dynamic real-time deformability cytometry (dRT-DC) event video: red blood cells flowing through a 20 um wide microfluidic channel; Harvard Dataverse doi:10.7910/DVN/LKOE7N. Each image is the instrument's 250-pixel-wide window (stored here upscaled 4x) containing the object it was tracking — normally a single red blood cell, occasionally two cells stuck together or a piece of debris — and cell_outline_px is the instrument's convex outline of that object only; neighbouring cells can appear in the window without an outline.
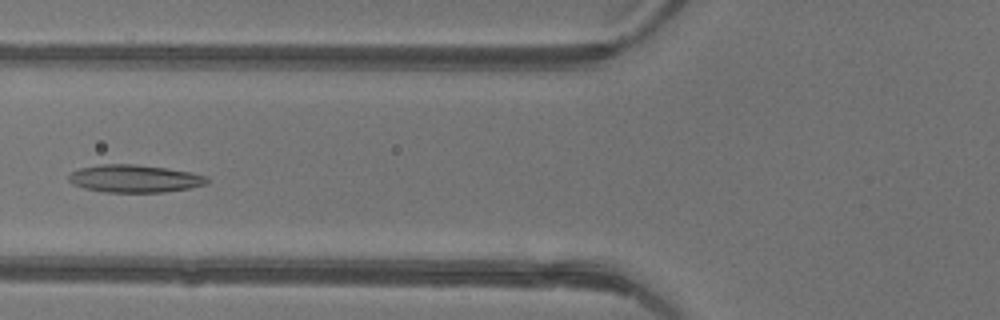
{"species": "common noctule bat (a hibernating species)", "species_latin": "Nyctalus noctula", "temperature_condition": "warm", "stored_images_in_passage": 47, "camera_frame_rate_fps": 3000, "um_per_image_px": 0.085, "animal": {"sex": "female"}, "frame": {"image": 1, "passage_image": 19, "time_ms": 6.0, "image_size_px": [1000, 320], "cell_outline_px": [[208, 184], [188, 188], [164, 192], [104, 192], [84, 188], [72, 184], [68, 180], [68, 176], [72, 172], [80, 168], [100, 164], [136, 164], [192, 172], [208, 176]], "centroid_in_image_um": [11.44, 15.18], "position_along_channel_um": 114.4, "area_um2": 22.31}}
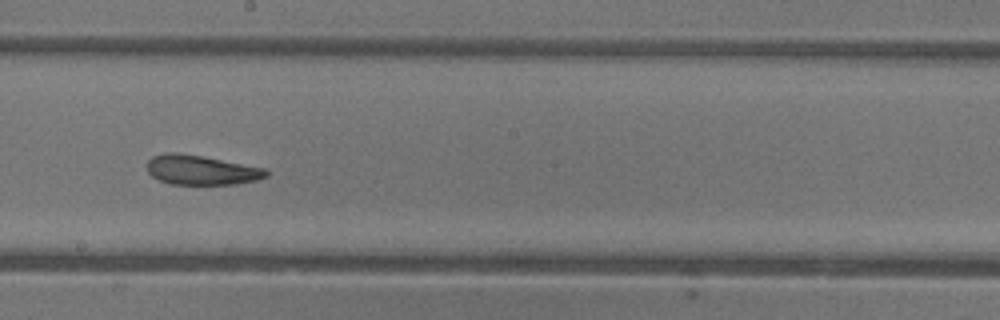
{"frame": {"image": 2, "passage_image": 27, "time_ms": 8.667, "image_size_px": [1000, 320], "cell_outline_px": [[268, 176], [256, 180], [236, 184], [172, 184], [160, 180], [152, 176], [148, 172], [148, 160], [152, 156], [164, 152], [180, 152], [204, 156], [264, 168], [268, 172]], "centroid_in_image_um": [17.09, 14.43], "position_along_channel_um": 231.1, "area_um2": 20.58}}
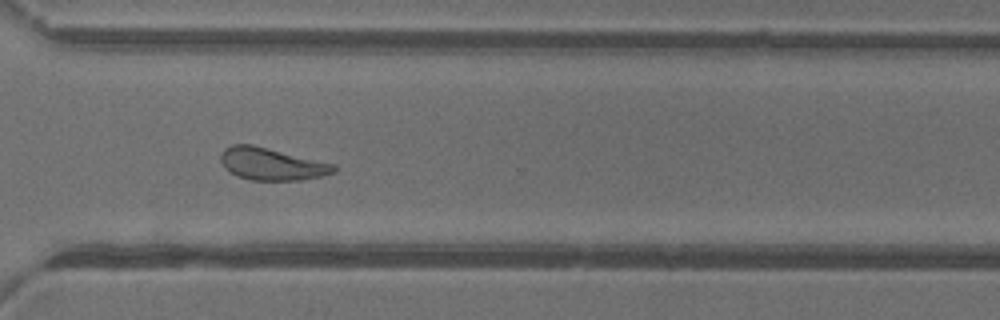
{"frame": {"image": 3, "passage_image": 35, "time_ms": 11.333, "image_size_px": [1000, 320], "cell_outline_px": [[336, 172], [320, 176], [300, 180], [252, 180], [236, 176], [224, 168], [220, 160], [220, 156], [224, 148], [232, 144], [252, 144], [336, 164]], "centroid_in_image_um": [23.07, 13.93], "position_along_channel_um": 347.5, "area_um2": 21.39}, "authors_computed_cell_mechanics": {"area_um2": 23.3512, "velocity_mm_per_s": 4.3798, "shape_relaxation_time_tau1_ms": 4.8821, "shape_relaxation_time_tau2_ms": 1.9764, "deformation_change_tau1": 0.1643, "deformation_change_tau2": 0.1005}}